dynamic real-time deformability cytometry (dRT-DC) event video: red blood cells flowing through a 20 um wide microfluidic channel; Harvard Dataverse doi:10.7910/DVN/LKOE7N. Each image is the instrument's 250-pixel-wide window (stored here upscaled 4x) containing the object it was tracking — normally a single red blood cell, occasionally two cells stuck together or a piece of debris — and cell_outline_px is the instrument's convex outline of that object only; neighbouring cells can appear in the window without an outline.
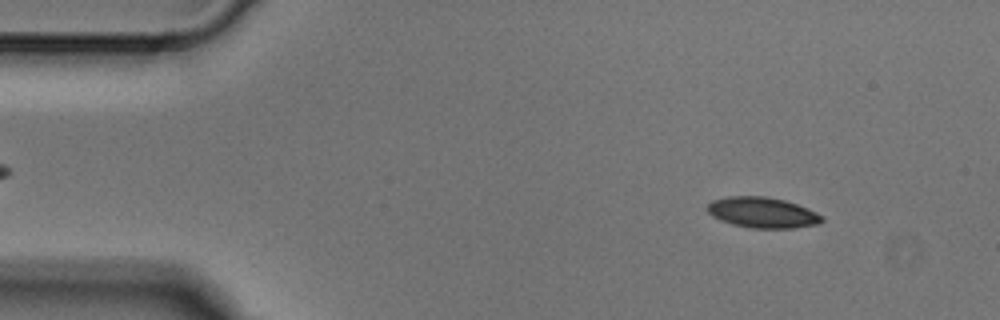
{"species": "Egyptian fruit bat (a non-hibernating species)", "species_latin": "Rousettus aegyptiacus", "temperature_condition": "cold", "stored_images_in_passage": 3, "segment_of_instrument_passage": [2, 2], "camera_frame_rate_fps": 3000, "um_per_image_px": 0.085, "animal": {"sex": "male"}, "frame": {"image": 1, "passage_image": 3, "time_ms": 0.667, "image_size_px": [1000, 320], "cell_outline_px": [[824, 220], [820, 224], [796, 228], [752, 228], [732, 224], [720, 220], [712, 216], [708, 212], [708, 204], [712, 200], [728, 196], [764, 196], [784, 200], [808, 208], [824, 216]], "centroid_in_image_um": [64.84, 18.07], "position_along_channel_um": 20.2, "area_um2": 20.58}}